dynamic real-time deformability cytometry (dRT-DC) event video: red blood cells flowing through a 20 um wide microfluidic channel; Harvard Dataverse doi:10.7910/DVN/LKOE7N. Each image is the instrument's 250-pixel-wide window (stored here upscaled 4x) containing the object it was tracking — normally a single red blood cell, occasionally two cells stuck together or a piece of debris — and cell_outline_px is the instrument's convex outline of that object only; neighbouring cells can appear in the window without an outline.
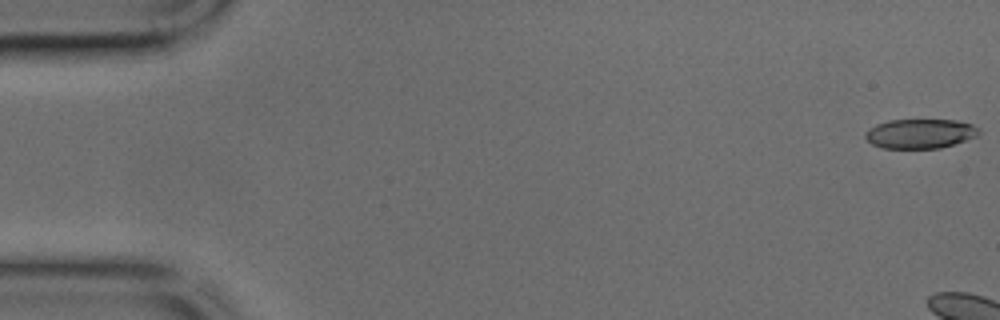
{"species": "common noctule bat (a hibernating species)", "species_latin": "Nyctalus noctula", "temperature_condition": "cold", "stored_images_in_passage": 5, "camera_frame_rate_fps": 3000, "um_per_image_px": 0.085, "animal": {"sex": "male", "body_mass_g": 17.9, "forearm_length_mm": 54.2}, "frame": {"image": 1, "passage_image": 1, "time_ms": 0.0, "image_size_px": [1000, 320], "cell_outline_px": [[980, 132], [976, 136], [940, 148], [884, 148], [872, 144], [864, 136], [864, 132], [868, 128], [876, 124], [888, 120], [956, 120], [972, 124]], "centroid_in_image_um": [78.15, 11.35], "position_along_channel_um": 6.8, "area_um2": 19.36}}